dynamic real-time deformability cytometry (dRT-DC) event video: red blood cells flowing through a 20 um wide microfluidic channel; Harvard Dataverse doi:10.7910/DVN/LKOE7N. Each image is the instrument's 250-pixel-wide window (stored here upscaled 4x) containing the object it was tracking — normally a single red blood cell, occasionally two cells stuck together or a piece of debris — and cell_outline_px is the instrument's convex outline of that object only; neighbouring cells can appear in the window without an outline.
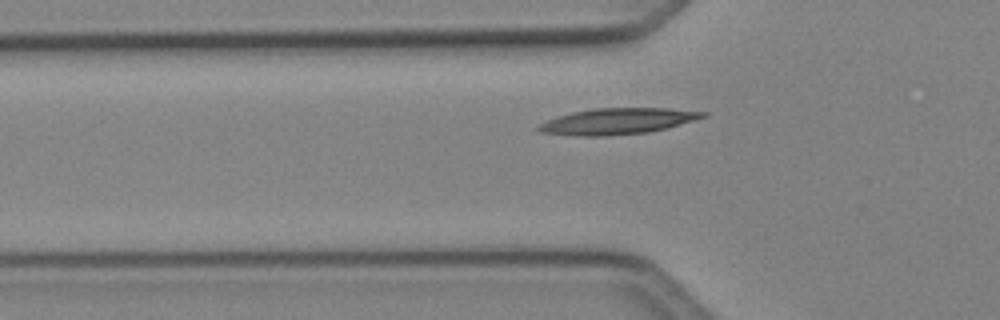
{"species": "Egyptian fruit bat (a non-hibernating species)", "species_latin": "Rousettus aegyptiacus", "temperature_condition": "cold", "stored_images_in_passage": 37, "camera_frame_rate_fps": 3000, "um_per_image_px": 0.085, "animal": {"sex": "female"}, "frame": {"image": 1, "passage_image": 4, "time_ms": 1.0, "image_size_px": [1000, 320], "cell_outline_px": [[708, 116], [696, 120], [648, 132], [608, 136], [580, 136], [540, 132], [536, 128], [536, 124], [556, 116], [572, 112], [592, 108], [668, 108], [708, 112]], "centroid_in_image_um": [52.45, 10.3], "position_along_channel_um": 73.3, "area_um2": 25.14}}
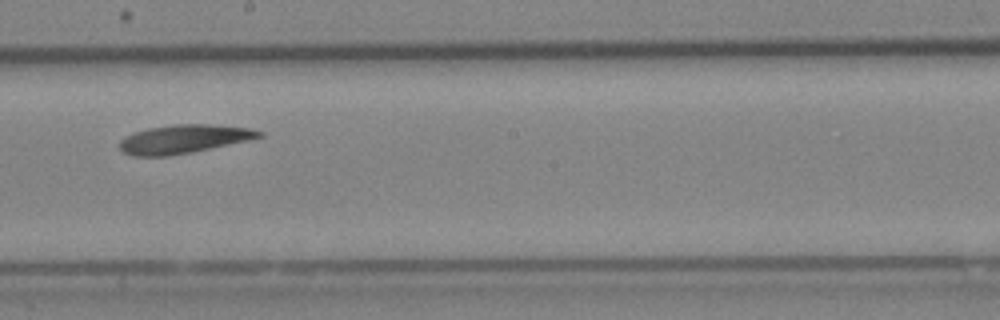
{"frame": {"image": 2, "passage_image": 16, "time_ms": 5.0, "image_size_px": [1000, 320], "cell_outline_px": [[264, 136], [248, 140], [192, 152], [168, 156], [132, 156], [124, 152], [120, 148], [120, 140], [124, 136], [148, 128], [176, 124], [208, 124], [248, 128], [264, 132]], "centroid_in_image_um": [15.6, 11.82], "position_along_channel_um": 232.6, "area_um2": 23.06}}
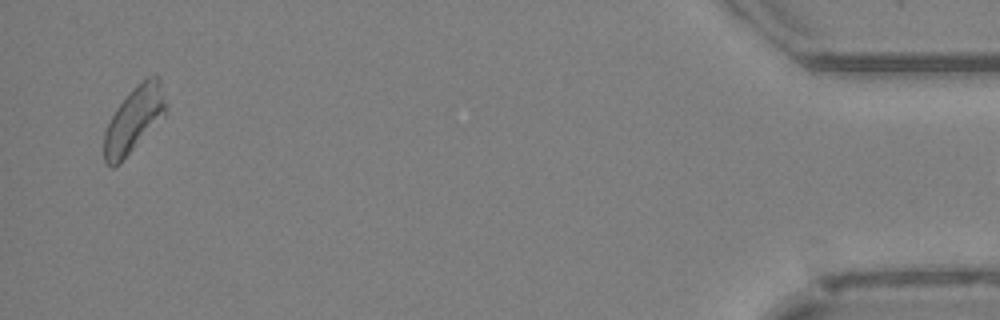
{"frame": {"image": 3, "passage_image": 36, "time_ms": 11.667, "image_size_px": [1000, 320], "cell_outline_px": [[168, 108], [164, 116], [120, 164], [112, 168], [104, 160], [104, 132], [116, 108], [132, 88], [140, 80], [148, 76], [160, 76], [168, 104]], "centroid_in_image_um": [11.42, 10.13], "position_along_channel_um": 423.8, "area_um2": 23.93}}